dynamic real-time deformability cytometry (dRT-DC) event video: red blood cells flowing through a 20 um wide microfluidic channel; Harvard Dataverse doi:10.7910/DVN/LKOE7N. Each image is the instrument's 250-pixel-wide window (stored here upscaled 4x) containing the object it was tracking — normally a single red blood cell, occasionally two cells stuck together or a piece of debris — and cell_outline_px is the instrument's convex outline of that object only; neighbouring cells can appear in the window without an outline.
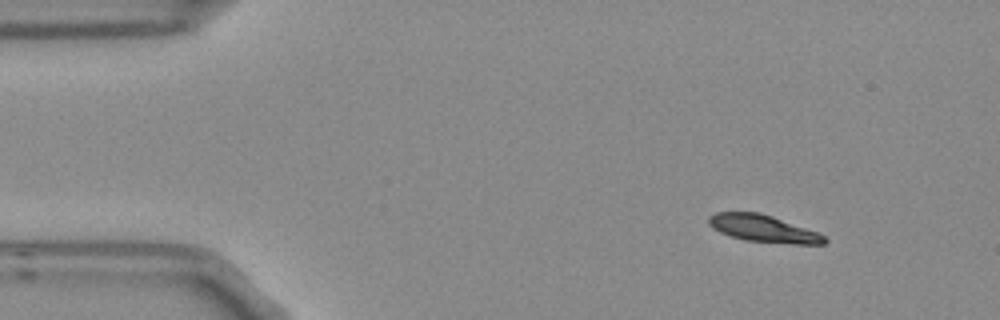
{"species": "Egyptian fruit bat (a non-hibernating species)", "species_latin": "Rousettus aegyptiacus", "temperature_condition": "room temperature", "stored_images_in_passage": 9, "camera_frame_rate_fps": 3000, "um_per_image_px": 0.085, "frame": {"image": 1, "passage_image": 1, "time_ms": 0.0, "image_size_px": [1000, 320], "cell_outline_px": [[828, 240], [824, 244], [792, 244], [744, 240], [720, 232], [712, 228], [708, 224], [708, 216], [716, 212], [760, 212], [772, 216], [816, 232], [824, 236]], "centroid_in_image_um": [64.84, 19.42], "position_along_channel_um": 20.2, "area_um2": 18.15}}
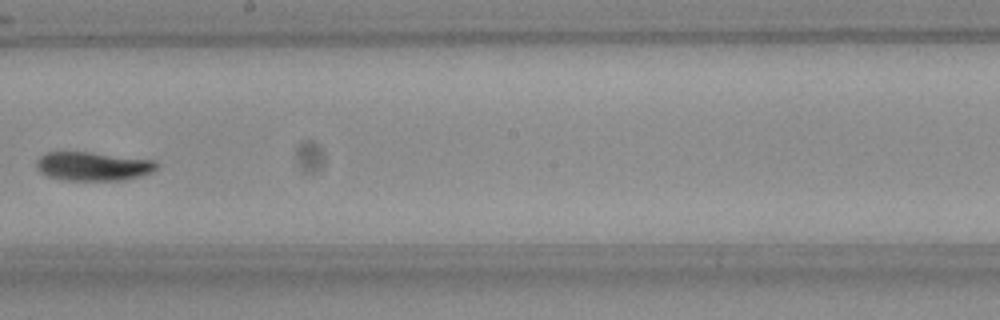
{"frame": {"image": 2, "passage_image": 8, "time_ms": 2.333, "image_size_px": [1000, 320], "cell_outline_px": [[160, 164], [152, 172], [140, 176], [124, 180], [64, 180], [48, 176], [40, 172], [36, 168], [36, 160], [40, 156], [48, 152], [88, 152], [156, 160]], "centroid_in_image_um": [7.92, 14.13], "position_along_channel_um": 240.3, "area_um2": 20.23}}
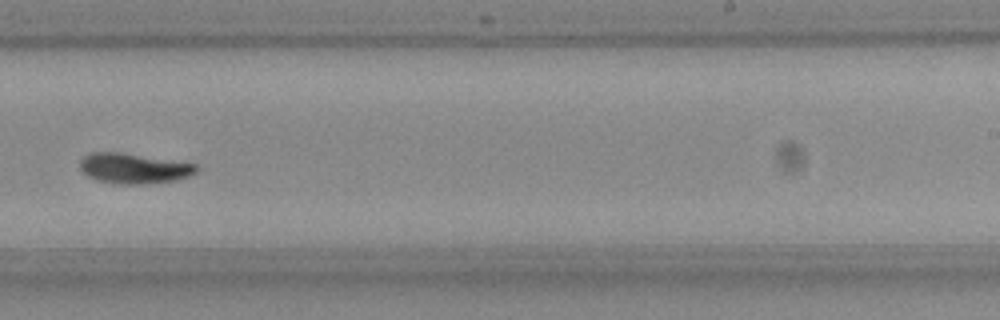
{"frame": {"image": 3, "passage_image": 9, "time_ms": 2.667, "image_size_px": [1000, 320], "cell_outline_px": [[200, 168], [196, 172], [188, 176], [176, 180], [144, 184], [116, 184], [96, 180], [88, 176], [80, 168], [80, 160], [84, 156], [92, 152], [120, 152], [196, 164]], "centroid_in_image_um": [11.36, 14.31], "position_along_channel_um": 277.6, "area_um2": 20.46}}